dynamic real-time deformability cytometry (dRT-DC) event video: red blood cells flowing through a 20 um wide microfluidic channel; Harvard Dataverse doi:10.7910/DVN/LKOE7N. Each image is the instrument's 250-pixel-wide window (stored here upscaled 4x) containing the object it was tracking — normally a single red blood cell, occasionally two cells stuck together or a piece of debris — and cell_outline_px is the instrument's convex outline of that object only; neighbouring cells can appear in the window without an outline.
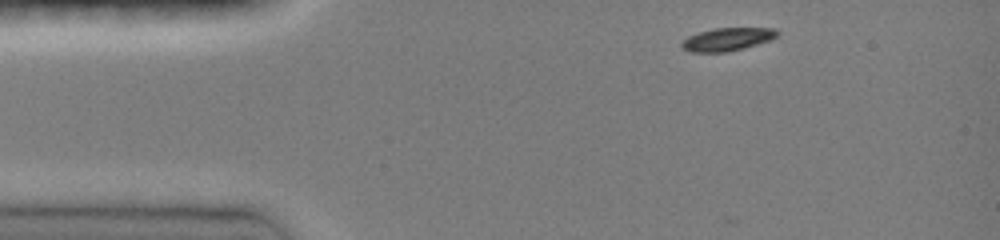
{"species": "common noctule bat (a hibernating species)", "species_latin": "Nyctalus noctula", "temperature_condition": "room temperature", "stored_images_in_passage": 38, "camera_frame_rate_fps": 3000, "um_per_image_px": 0.085, "animal": {"sex": "female", "body_mass_g": 19.0, "forearm_length_mm": 51.5}, "frame": {"image": 1, "passage_image": 1, "time_ms": 0.0, "image_size_px": [1000, 240], "cell_outline_px": [[780, 32], [772, 40], [744, 48], [728, 52], [692, 52], [680, 48], [680, 44], [688, 36], [700, 32], [716, 28], [776, 28]], "centroid_in_image_um": [61.84, 3.34], "position_along_channel_um": 23.2, "area_um2": 12.89}}
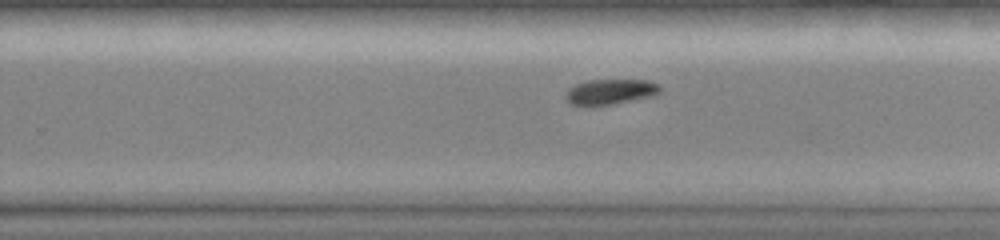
{"frame": {"image": 2, "passage_image": 24, "time_ms": 7.667, "image_size_px": [1000, 240], "cell_outline_px": [[660, 92], [648, 96], [608, 104], [572, 104], [564, 96], [568, 88], [576, 84], [588, 80], [648, 80], [660, 84]], "centroid_in_image_um": [51.86, 7.76], "position_along_channel_um": 277.9, "area_um2": 13.35}}
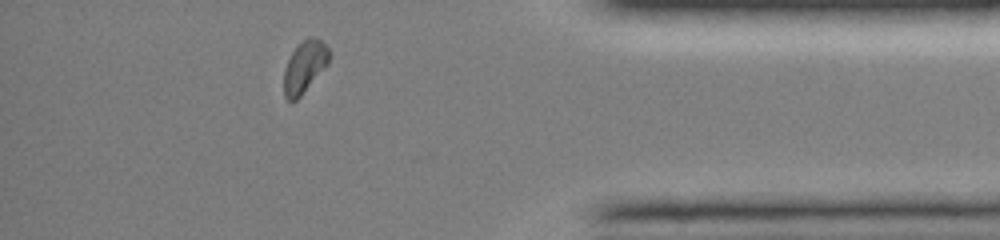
{"frame": {"image": 3, "passage_image": 35, "time_ms": 11.333, "image_size_px": [1000, 240], "cell_outline_px": [[332, 52], [328, 64], [300, 96], [296, 100], [288, 100], [284, 96], [284, 68], [292, 52], [308, 36], [312, 36], [320, 40]], "centroid_in_image_um": [25.9, 5.66], "position_along_channel_um": 409.3, "area_um2": 13.53}, "authors_computed_cell_mechanics": {"area_um2": 13.872, "velocity_mm_per_s": 4.088, "shape_relaxation_time_tau1_ms": 1.3455, "shape_relaxation_time_tau2_ms": null, "deformation_change_tau1": 0.095, "deformation_change_tau2": null}}